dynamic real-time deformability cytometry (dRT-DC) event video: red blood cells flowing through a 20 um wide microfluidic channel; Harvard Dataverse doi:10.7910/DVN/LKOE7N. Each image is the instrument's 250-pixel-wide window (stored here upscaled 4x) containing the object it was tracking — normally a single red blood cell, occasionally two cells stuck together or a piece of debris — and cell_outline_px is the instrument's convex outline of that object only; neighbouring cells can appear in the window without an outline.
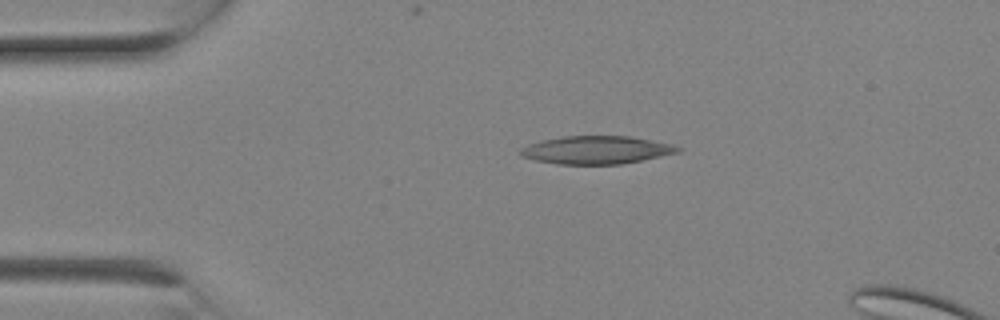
{"species": "Egyptian fruit bat (a non-hibernating species)", "species_latin": "Rousettus aegyptiacus", "temperature_condition": "room temperature", "stored_images_in_passage": 3, "camera_frame_rate_fps": 3000, "um_per_image_px": 0.085, "animal": {"sex": "female"}, "frame": {"image": 1, "passage_image": 2, "time_ms": 0.333, "image_size_px": [1000, 320], "cell_outline_px": [[684, 148], [680, 152], [620, 164], [556, 164], [536, 160], [520, 156], [520, 148], [528, 144], [544, 140], [564, 136], [628, 136], [672, 144]], "centroid_in_image_um": [50.69, 12.74], "position_along_channel_um": 34.3, "area_um2": 25.49}}